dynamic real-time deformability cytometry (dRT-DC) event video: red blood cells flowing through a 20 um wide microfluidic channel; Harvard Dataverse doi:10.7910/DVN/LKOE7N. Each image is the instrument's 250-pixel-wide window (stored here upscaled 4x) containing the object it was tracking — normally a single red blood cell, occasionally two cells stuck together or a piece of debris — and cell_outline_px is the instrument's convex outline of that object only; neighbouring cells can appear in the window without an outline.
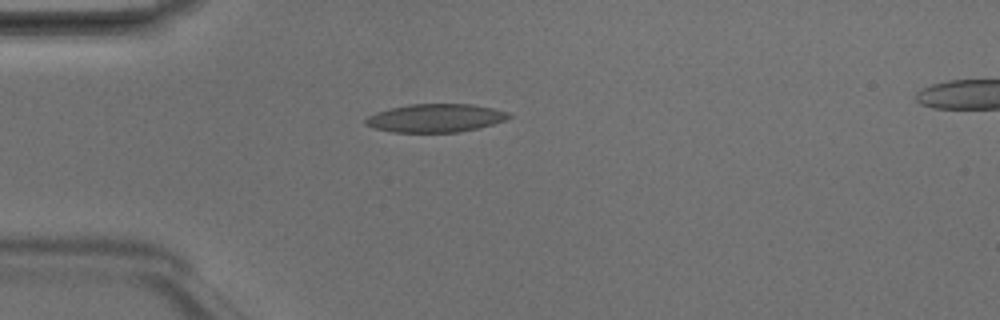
{"species": "Egyptian fruit bat (a non-hibernating species)", "species_latin": "Rousettus aegyptiacus", "temperature_condition": "room temperature", "stored_images_in_passage": 2, "camera_frame_rate_fps": 3000, "um_per_image_px": 0.085, "animal": {"sex": "male"}, "frame": {"image": 1, "passage_image": 2, "time_ms": 0.333, "image_size_px": [1000, 320], "cell_outline_px": [[512, 116], [504, 120], [480, 128], [456, 132], [392, 132], [376, 128], [364, 124], [364, 120], [368, 116], [376, 112], [388, 108], [408, 104], [472, 104], [492, 108], [508, 112]], "centroid_in_image_um": [36.99, 10.03], "position_along_channel_um": 48.0, "area_um2": 23.58}}